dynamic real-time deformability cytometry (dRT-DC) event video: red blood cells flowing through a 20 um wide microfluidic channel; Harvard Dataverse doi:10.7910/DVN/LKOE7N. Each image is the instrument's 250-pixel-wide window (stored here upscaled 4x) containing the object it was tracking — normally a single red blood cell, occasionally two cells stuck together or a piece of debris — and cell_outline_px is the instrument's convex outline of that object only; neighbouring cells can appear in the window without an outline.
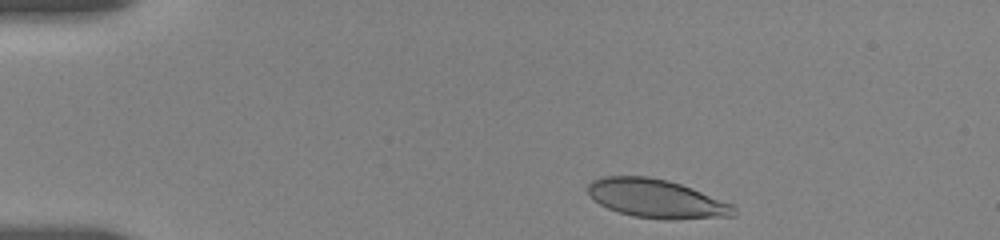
{"species": "human", "species_latin": "Homo sapiens", "temperature_condition": "room temperature", "stored_images_in_passage": 5, "camera_frame_rate_fps": 3000, "um_per_image_px": 0.085, "donor": {"sex": "female"}, "frame": {"image": 1, "passage_image": 1, "time_ms": 0.0, "image_size_px": [1000, 240], "cell_outline_px": [[736, 216], [676, 220], [668, 220], [632, 216], [608, 208], [600, 204], [588, 192], [588, 184], [592, 180], [604, 176], [648, 176], [668, 180], [692, 188], [732, 204], [736, 208]], "centroid_in_image_um": [55.83, 16.89], "position_along_channel_um": 29.2, "area_um2": 32.89}}
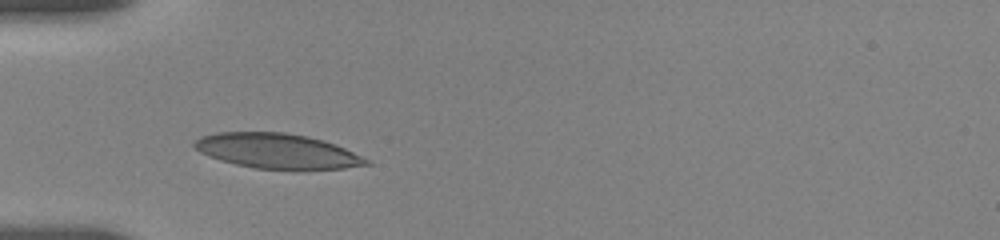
{"frame": {"image": 2, "passage_image": 4, "time_ms": 2.667, "image_size_px": [1000, 240], "cell_outline_px": [[372, 164], [344, 168], [300, 172], [256, 168], [236, 164], [220, 160], [208, 156], [192, 148], [192, 144], [200, 136], [216, 132], [284, 132], [308, 136], [336, 144], [368, 160]], "centroid_in_image_um": [23.56, 12.86], "position_along_channel_um": 61.4, "area_um2": 35.84}}
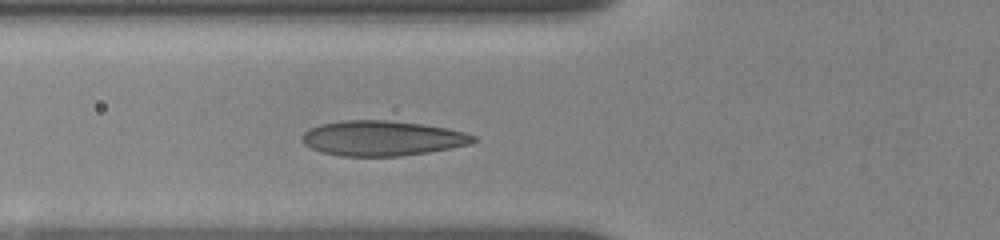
{"frame": {"image": 3, "passage_image": 5, "time_ms": 3.667, "image_size_px": [1000, 240], "cell_outline_px": [[480, 140], [472, 144], [428, 152], [400, 156], [340, 156], [320, 152], [304, 144], [300, 140], [300, 136], [304, 132], [320, 124], [340, 120], [388, 120], [420, 124], [448, 128], [464, 132], [476, 136]], "centroid_in_image_um": [32.49, 11.75], "position_along_channel_um": 93.3, "area_um2": 35.26}}